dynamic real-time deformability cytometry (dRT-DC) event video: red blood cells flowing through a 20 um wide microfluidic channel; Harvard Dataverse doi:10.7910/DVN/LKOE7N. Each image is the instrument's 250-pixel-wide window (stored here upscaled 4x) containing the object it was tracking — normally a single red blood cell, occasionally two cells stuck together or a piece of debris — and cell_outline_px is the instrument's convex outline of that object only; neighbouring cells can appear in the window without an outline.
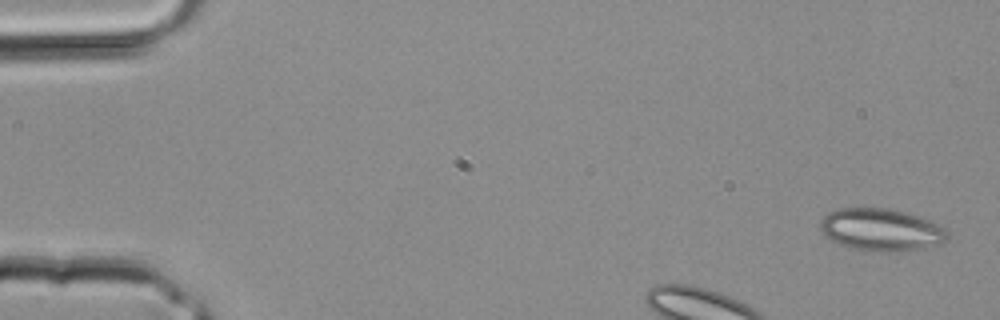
{"species": "common noctule bat (a hibernating species)", "species_latin": "Nyctalus noctula", "temperature_condition": "room temperature", "stored_images_in_passage": 3, "camera_frame_rate_fps": 3000, "um_per_image_px": 0.085, "animal": {"sex": "male", "body_mass_g": 20.4}, "frame": {"image": 1, "passage_image": 1, "time_ms": 0.0, "image_size_px": [1000, 320], "cell_outline_px": [[948, 236], [940, 244], [924, 248], [900, 252], [884, 252], [852, 248], [840, 244], [824, 236], [820, 228], [820, 220], [828, 212], [840, 208], [892, 208], [920, 216], [948, 228]], "centroid_in_image_um": [74.93, 19.52], "position_along_channel_um": 10.1, "area_um2": 31.73}}